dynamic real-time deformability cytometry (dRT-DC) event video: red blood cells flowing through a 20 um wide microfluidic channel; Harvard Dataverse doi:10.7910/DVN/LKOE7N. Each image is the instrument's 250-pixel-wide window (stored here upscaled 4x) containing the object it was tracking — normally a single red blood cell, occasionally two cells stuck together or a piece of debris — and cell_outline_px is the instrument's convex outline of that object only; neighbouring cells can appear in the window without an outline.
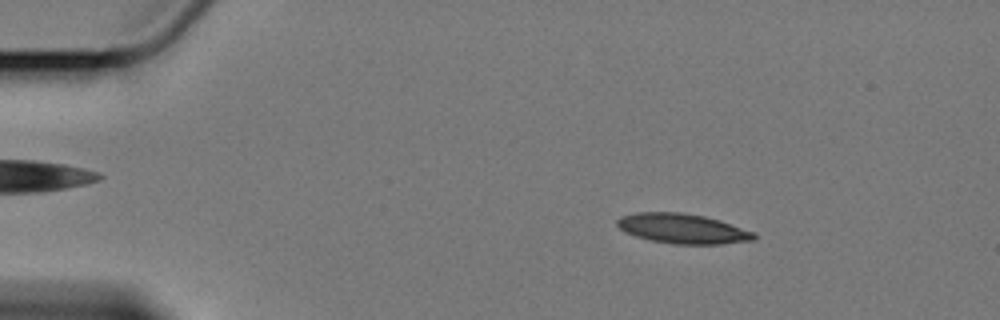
{"species": "Egyptian fruit bat (a non-hibernating species)", "species_latin": "Rousettus aegyptiacus", "temperature_condition": "cold", "stored_images_in_passage": 58, "camera_frame_rate_fps": 3000, "um_per_image_px": 0.085, "animal": {"sex": "female"}, "frame": {"image": 1, "passage_image": 9, "time_ms": 2.667, "image_size_px": [1000, 320], "cell_outline_px": [[756, 240], [720, 244], [676, 244], [652, 240], [636, 236], [624, 232], [616, 224], [616, 220], [620, 216], [636, 212], [684, 212], [704, 216], [720, 220], [756, 232]], "centroid_in_image_um": [58.04, 19.42], "position_along_channel_um": 27.0, "area_um2": 23.99}}
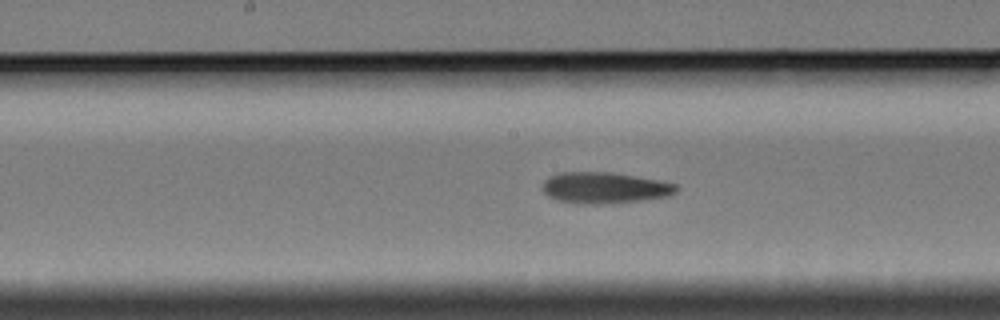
{"frame": {"image": 2, "passage_image": 30, "time_ms": 9.667, "image_size_px": [1000, 320], "cell_outline_px": [[680, 188], [672, 196], [644, 200], [600, 204], [584, 204], [560, 200], [548, 196], [544, 192], [544, 180], [552, 176], [564, 172], [608, 172], [660, 180], [676, 184]], "centroid_in_image_um": [51.48, 15.97], "position_along_channel_um": 196.7, "area_um2": 24.16}}
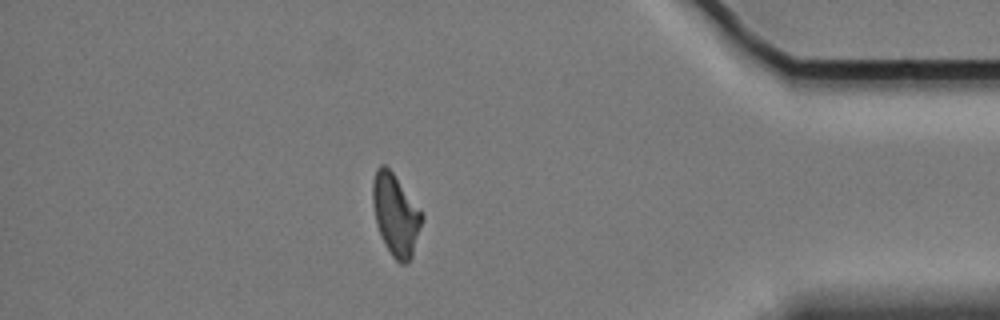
{"frame": {"image": 3, "passage_image": 51, "time_ms": 16.667, "image_size_px": [1000, 320], "cell_outline_px": [[424, 216], [412, 256], [404, 264], [400, 264], [392, 256], [376, 224], [372, 204], [372, 180], [376, 168], [380, 164], [384, 164], [392, 172]], "centroid_in_image_um": [33.6, 18.23], "position_along_channel_um": 401.6, "area_um2": 22.95}, "authors_computed_cell_mechanics": {"area_um2": 23.7269, "velocity_mm_per_s": 3.4072, "shape_relaxation_time_tau1_ms": 7.7473, "shape_relaxation_time_tau2_ms": 5.6878, "deformation_change_tau1": 0.2152, "deformation_change_tau2": 0.1549}}